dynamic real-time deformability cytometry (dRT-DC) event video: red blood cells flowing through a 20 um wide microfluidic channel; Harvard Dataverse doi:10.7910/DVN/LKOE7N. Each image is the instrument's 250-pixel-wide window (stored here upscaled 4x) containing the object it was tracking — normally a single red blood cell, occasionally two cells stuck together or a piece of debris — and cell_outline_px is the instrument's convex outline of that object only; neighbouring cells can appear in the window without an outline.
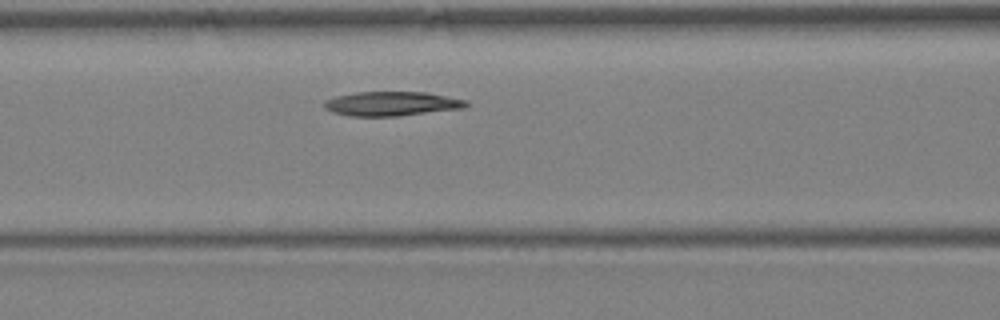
{"species": "Egyptian fruit bat (a non-hibernating species)", "species_latin": "Rousettus aegyptiacus", "temperature_condition": "warm", "stored_images_in_passage": 5, "camera_frame_rate_fps": 3000, "um_per_image_px": 0.085, "animal": {"sex": "female"}, "frame": {"image": 1, "passage_image": 5, "time_ms": 5.0, "image_size_px": [1000, 320], "cell_outline_px": [[472, 104], [464, 108], [396, 116], [348, 116], [332, 112], [324, 108], [324, 100], [336, 96], [356, 92], [424, 92], [468, 100]], "centroid_in_image_um": [33.3, 8.81], "position_along_channel_um": 133.3, "area_um2": 20.17}}